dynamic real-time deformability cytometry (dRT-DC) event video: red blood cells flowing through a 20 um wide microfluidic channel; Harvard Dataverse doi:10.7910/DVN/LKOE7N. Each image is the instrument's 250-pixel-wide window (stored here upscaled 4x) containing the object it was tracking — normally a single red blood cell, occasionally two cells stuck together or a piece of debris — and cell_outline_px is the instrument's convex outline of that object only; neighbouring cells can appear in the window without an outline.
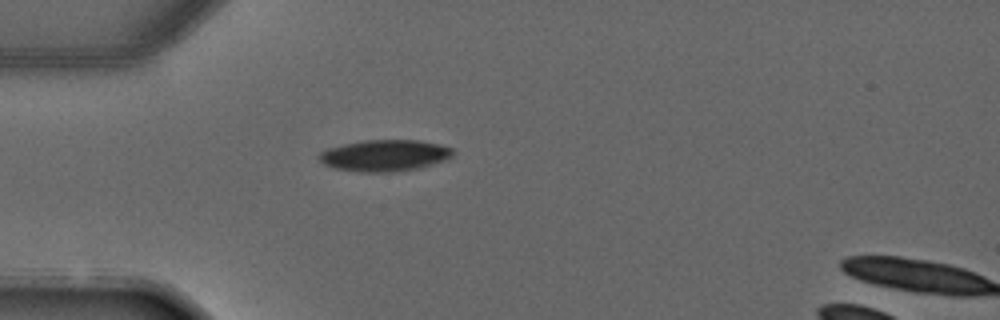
{"species": "common noctule bat (a hibernating species)", "species_latin": "Nyctalus noctula", "temperature_condition": "warm", "stored_images_in_passage": 4, "camera_frame_rate_fps": 3000, "um_per_image_px": 0.085, "animal": {"sex": "male", "forearm_length_mm": 52.5}, "frame": {"image": 1, "passage_image": 3, "time_ms": 2.333, "image_size_px": [1000, 320], "cell_outline_px": [[456, 152], [448, 160], [420, 168], [392, 172], [360, 172], [332, 168], [324, 164], [316, 156], [320, 152], [328, 148], [344, 144], [364, 140], [420, 140], [440, 144], [452, 148]], "centroid_in_image_um": [32.73, 13.22], "position_along_channel_um": 52.3, "area_um2": 24.91}}